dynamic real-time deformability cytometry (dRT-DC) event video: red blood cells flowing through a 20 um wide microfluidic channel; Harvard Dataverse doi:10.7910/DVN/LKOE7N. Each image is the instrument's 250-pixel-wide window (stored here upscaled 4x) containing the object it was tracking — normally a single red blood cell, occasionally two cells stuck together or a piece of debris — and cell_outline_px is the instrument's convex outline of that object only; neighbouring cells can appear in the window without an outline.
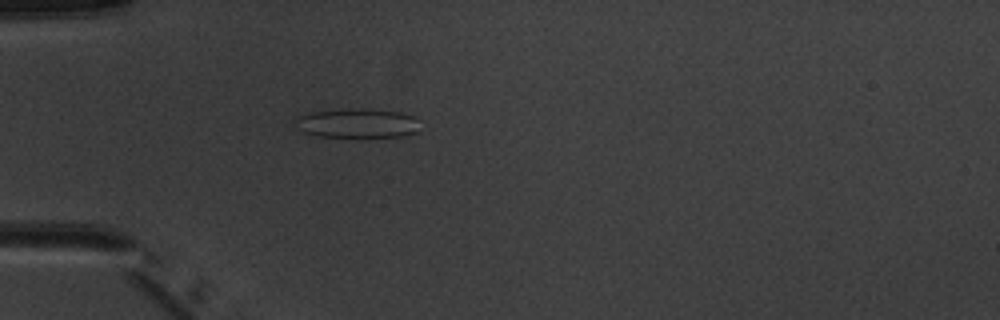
{"species": "common noctule bat (a hibernating species)", "species_latin": "Nyctalus noctula", "temperature_condition": "warm", "stored_images_in_passage": 3, "camera_frame_rate_fps": 3000, "um_per_image_px": 0.085, "animal": {"sex": "male", "body_mass_g": 20.1, "forearm_length_mm": 53.5}, "frame": {"image": 1, "passage_image": 3, "time_ms": 2.333, "image_size_px": [1000, 320], "cell_outline_px": [[420, 120], [416, 132], [404, 136], [316, 136], [304, 132], [296, 128], [296, 120], [300, 116], [312, 112], [352, 108], [400, 112], [412, 116]], "centroid_in_image_um": [30.38, 10.47], "position_along_channel_um": 54.6, "area_um2": 20.92}}